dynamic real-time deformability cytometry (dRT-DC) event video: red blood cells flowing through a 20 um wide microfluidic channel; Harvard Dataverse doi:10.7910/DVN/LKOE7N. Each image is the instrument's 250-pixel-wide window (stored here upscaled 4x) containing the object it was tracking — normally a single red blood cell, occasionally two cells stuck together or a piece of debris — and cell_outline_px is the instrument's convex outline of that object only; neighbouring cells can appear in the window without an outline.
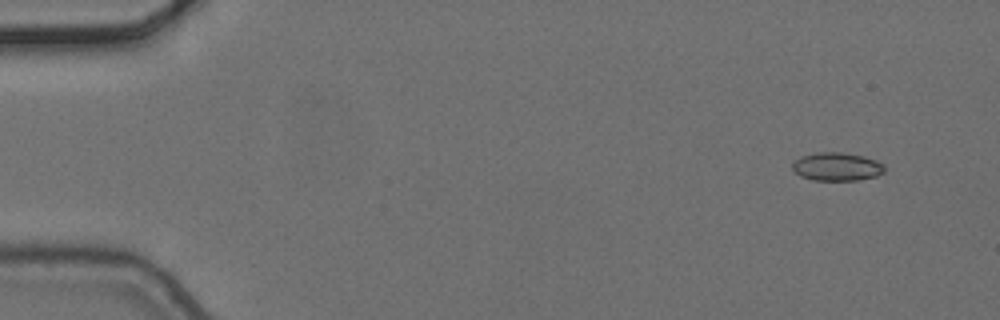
{"species": "common noctule bat (a hibernating species)", "species_latin": "Nyctalus noctula", "temperature_condition": "cold", "stored_images_in_passage": 7, "camera_frame_rate_fps": 3000, "um_per_image_px": 0.085, "animal": {"sex": "female", "body_mass_g": 24.6, "forearm_length_mm": 56.2}, "frame": {"image": 1, "passage_image": 2, "time_ms": 0.333, "image_size_px": [1000, 320], "cell_outline_px": [[884, 172], [876, 176], [856, 180], [812, 180], [800, 176], [792, 168], [792, 164], [800, 156], [816, 152], [840, 152], [864, 156], [876, 160], [884, 164]], "centroid_in_image_um": [71.13, 14.16], "position_along_channel_um": 13.9, "area_um2": 15.2}}
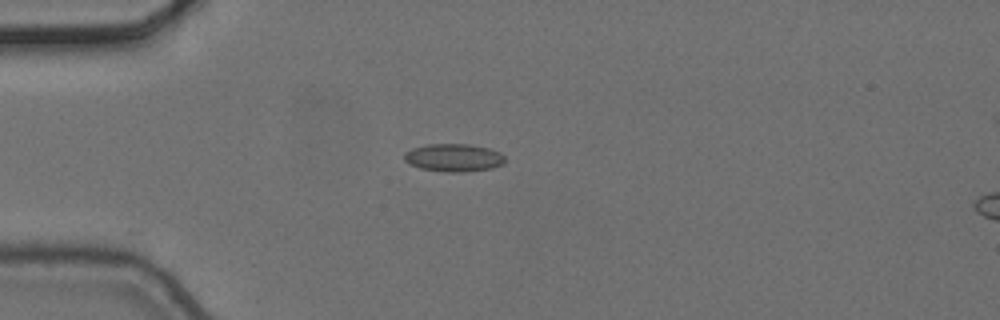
{"frame": {"image": 2, "passage_image": 5, "time_ms": 1.333, "image_size_px": [1000, 320], "cell_outline_px": [[504, 164], [492, 168], [460, 172], [448, 172], [420, 168], [408, 164], [404, 160], [404, 152], [412, 148], [428, 144], [468, 144], [488, 148], [500, 152], [504, 156]], "centroid_in_image_um": [38.54, 13.4], "position_along_channel_um": 46.5, "area_um2": 16.36}}
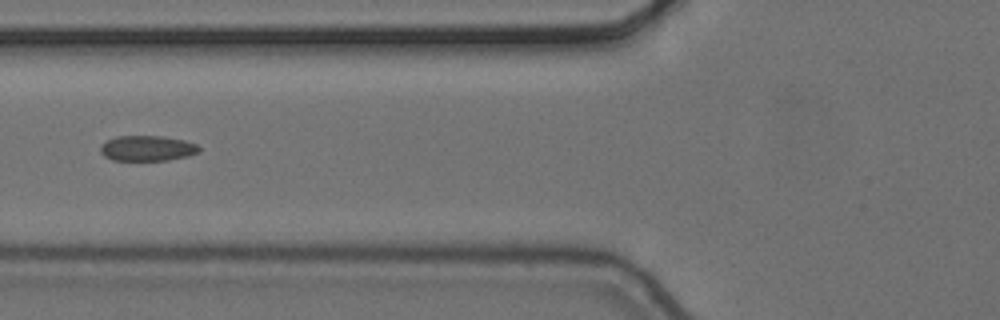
{"frame": {"image": 3, "passage_image": 7, "time_ms": 2.0, "image_size_px": [1000, 320], "cell_outline_px": [[200, 152], [188, 156], [168, 160], [112, 160], [104, 156], [100, 152], [100, 144], [116, 136], [160, 136], [184, 140], [196, 144], [200, 148]], "centroid_in_image_um": [12.5, 12.6], "position_along_channel_um": 113.3, "area_um2": 14.62}}